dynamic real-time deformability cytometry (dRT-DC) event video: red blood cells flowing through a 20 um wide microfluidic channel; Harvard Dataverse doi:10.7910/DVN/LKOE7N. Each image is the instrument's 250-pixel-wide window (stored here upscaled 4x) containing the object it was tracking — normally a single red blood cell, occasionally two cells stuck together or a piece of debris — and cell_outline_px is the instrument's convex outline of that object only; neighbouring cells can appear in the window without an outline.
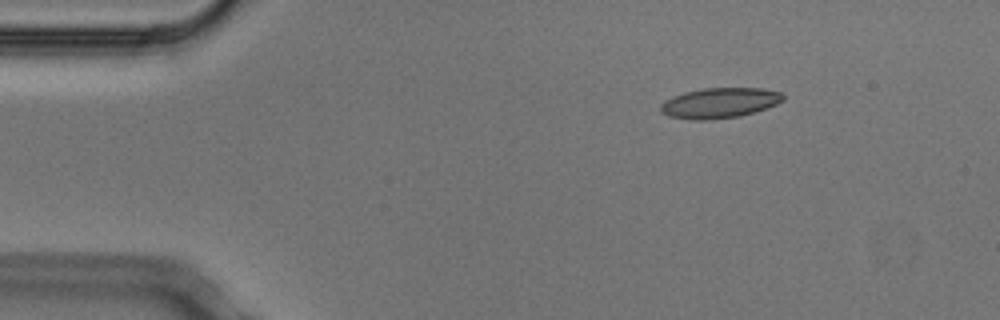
{"species": "Egyptian fruit bat (a non-hibernating species)", "species_latin": "Rousettus aegyptiacus", "temperature_condition": "cold", "stored_images_in_passage": 4, "segment_of_instrument_passage": [1, 2], "camera_frame_rate_fps": 3000, "um_per_image_px": 0.085, "animal": {"sex": "male"}, "frame": {"image": 1, "passage_image": 1, "time_ms": 0.0, "image_size_px": [1000, 320], "cell_outline_px": [[784, 100], [776, 104], [740, 116], [712, 120], [688, 120], [668, 116], [660, 112], [660, 104], [664, 100], [672, 96], [684, 92], [704, 88], [764, 88], [780, 92], [784, 96]], "centroid_in_image_um": [61.11, 8.75], "position_along_channel_um": 23.9, "area_um2": 21.79}}